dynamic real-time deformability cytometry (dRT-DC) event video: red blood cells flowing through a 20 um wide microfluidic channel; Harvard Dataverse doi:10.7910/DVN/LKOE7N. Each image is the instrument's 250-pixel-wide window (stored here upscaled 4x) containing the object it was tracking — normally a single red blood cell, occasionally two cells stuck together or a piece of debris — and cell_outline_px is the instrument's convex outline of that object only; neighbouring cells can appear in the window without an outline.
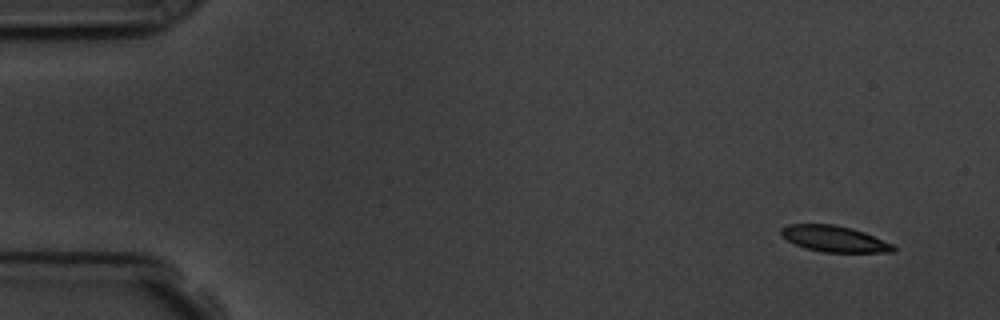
{"species": "common noctule bat (a hibernating species)", "species_latin": "Nyctalus noctula", "temperature_condition": "room temperature", "stored_images_in_passage": 7, "camera_frame_rate_fps": 3000, "um_per_image_px": 0.085, "animal": {"sex": "male", "body_mass_g": 19.5, "forearm_length_mm": 54.6}, "frame": {"image": 1, "passage_image": 1, "time_ms": 0.0, "image_size_px": [1000, 320], "cell_outline_px": [[896, 248], [892, 252], [824, 252], [804, 248], [788, 240], [780, 232], [780, 228], [788, 224], [832, 224], [852, 228], [864, 232], [892, 244]], "centroid_in_image_um": [70.9, 20.29], "position_along_channel_um": 14.1, "area_um2": 16.88}}
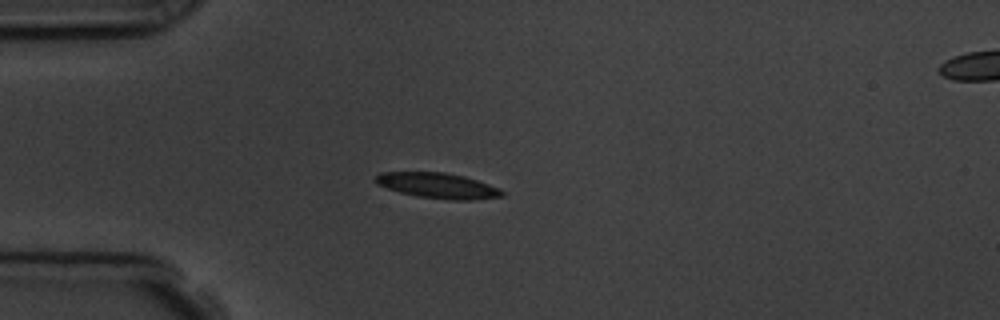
{"frame": {"image": 2, "passage_image": 4, "time_ms": 3.667, "image_size_px": [1000, 320], "cell_outline_px": [[504, 196], [472, 200], [452, 200], [416, 196], [400, 192], [376, 184], [372, 180], [380, 172], [444, 172], [464, 176], [500, 188], [504, 192]], "centroid_in_image_um": [37.2, 15.77], "position_along_channel_um": 47.8, "area_um2": 18.79}}